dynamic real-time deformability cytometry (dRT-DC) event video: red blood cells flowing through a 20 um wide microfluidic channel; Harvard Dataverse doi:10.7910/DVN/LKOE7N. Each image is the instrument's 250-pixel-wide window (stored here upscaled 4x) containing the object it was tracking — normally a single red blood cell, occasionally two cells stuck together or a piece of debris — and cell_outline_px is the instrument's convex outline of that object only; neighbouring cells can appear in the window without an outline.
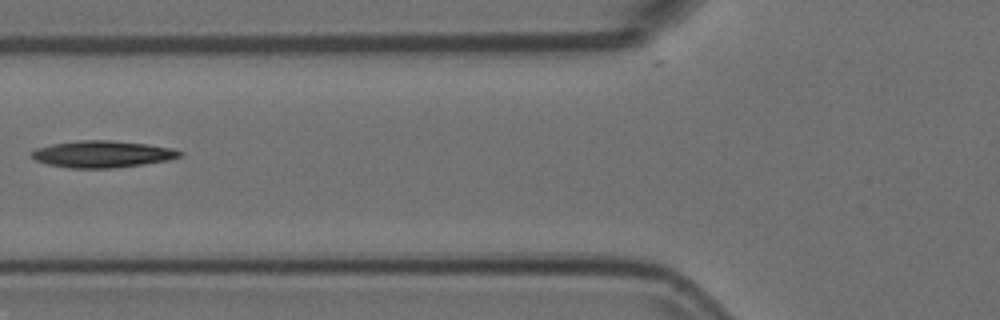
{"species": "Egyptian fruit bat (a non-hibernating species)", "species_latin": "Rousettus aegyptiacus", "temperature_condition": "room temperature", "stored_images_in_passage": 3, "camera_frame_rate_fps": 3000, "um_per_image_px": 0.085, "animal": {"sex": "female"}, "frame": {"image": 1, "passage_image": 3, "time_ms": 0.667, "image_size_px": [1000, 320], "cell_outline_px": [[184, 152], [180, 156], [168, 160], [112, 168], [68, 168], [48, 164], [36, 160], [32, 156], [32, 152], [36, 148], [52, 144], [80, 140], [112, 140], [148, 144], [172, 148]], "centroid_in_image_um": [8.7, 13.09], "position_along_channel_um": 117.1, "area_um2": 22.95}}